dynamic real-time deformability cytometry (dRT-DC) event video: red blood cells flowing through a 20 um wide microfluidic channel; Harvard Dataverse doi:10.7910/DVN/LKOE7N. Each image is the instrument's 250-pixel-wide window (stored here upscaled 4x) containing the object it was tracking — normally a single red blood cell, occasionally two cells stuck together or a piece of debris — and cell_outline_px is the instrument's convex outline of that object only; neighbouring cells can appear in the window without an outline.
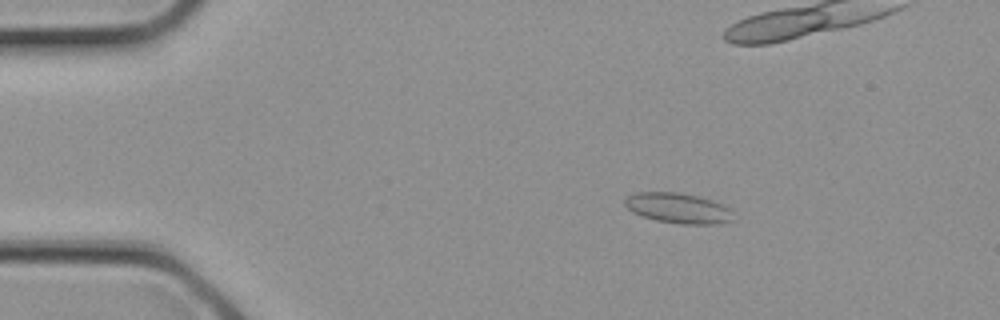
{"species": "common noctule bat (a hibernating species)", "species_latin": "Nyctalus noctula", "temperature_condition": "cold", "stored_images_in_passage": 19, "camera_frame_rate_fps": 3000, "um_per_image_px": 0.085, "animal": {"sex": "female", "body_mass_g": 21.9}, "frame": {"image": 1, "passage_image": 4, "time_ms": 1.0, "image_size_px": [1000, 320], "cell_outline_px": [[732, 220], [720, 224], [680, 224], [656, 220], [632, 212], [624, 204], [624, 200], [628, 196], [636, 192], [680, 192], [712, 200], [724, 204], [728, 208]], "centroid_in_image_um": [57.62, 17.69], "position_along_channel_um": 27.4, "area_um2": 19.02}}
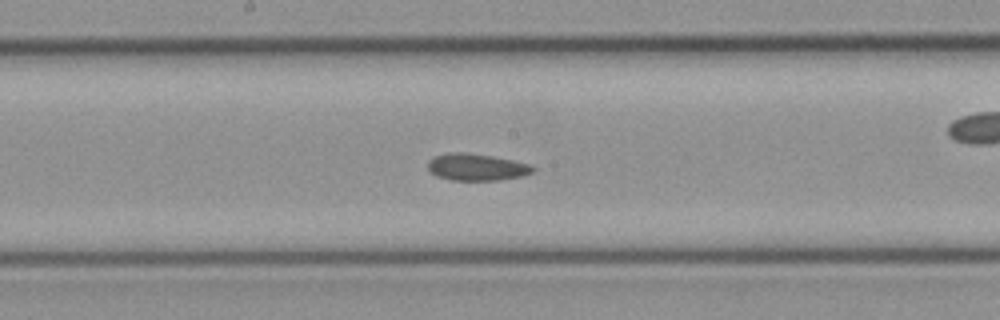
{"frame": {"image": 2, "passage_image": 14, "time_ms": 4.333, "image_size_px": [1000, 320], "cell_outline_px": [[536, 172], [524, 176], [500, 180], [452, 180], [436, 176], [428, 172], [428, 160], [436, 156], [448, 152], [464, 152], [492, 156], [532, 164], [536, 168]], "centroid_in_image_um": [40.54, 14.21], "position_along_channel_um": 207.7, "area_um2": 16.76}}
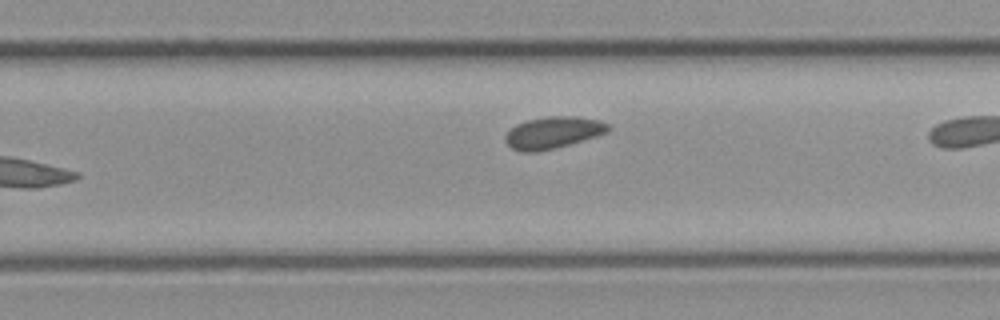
{"frame": {"image": 3, "passage_image": 19, "time_ms": 6.0, "image_size_px": [1000, 320], "cell_outline_px": [[612, 128], [608, 132], [596, 136], [556, 148], [536, 152], [524, 152], [512, 148], [504, 140], [504, 136], [516, 124], [528, 120], [548, 116], [576, 116], [600, 120], [608, 124]], "centroid_in_image_um": [47.03, 11.26], "position_along_channel_um": 282.8, "area_um2": 19.07}}